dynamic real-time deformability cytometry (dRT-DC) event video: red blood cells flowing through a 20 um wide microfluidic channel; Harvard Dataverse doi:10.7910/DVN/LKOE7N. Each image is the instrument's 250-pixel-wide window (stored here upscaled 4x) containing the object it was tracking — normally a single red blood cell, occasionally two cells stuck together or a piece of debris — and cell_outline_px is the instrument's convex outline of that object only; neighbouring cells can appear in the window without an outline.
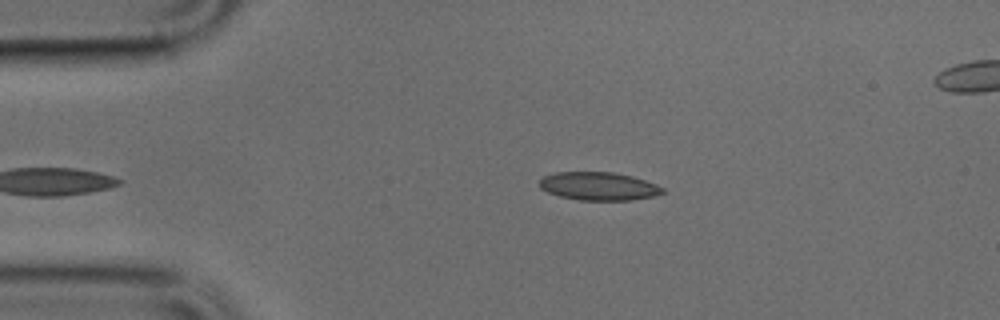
{"species": "common noctule bat (a hibernating species)", "species_latin": "Nyctalus noctula", "temperature_condition": "cold", "stored_images_in_passage": 36, "camera_frame_rate_fps": 3000, "um_per_image_px": 0.085, "animal": {"sex": "male", "body_mass_g": 17.9, "forearm_length_mm": 54.2}, "frame": {"image": 1, "passage_image": 2, "time_ms": 0.333, "image_size_px": [1000, 320], "cell_outline_px": [[664, 192], [652, 196], [632, 200], [580, 200], [560, 196], [548, 192], [540, 188], [540, 180], [544, 176], [556, 172], [612, 172], [632, 176], [656, 184], [664, 188]], "centroid_in_image_um": [50.88, 15.82], "position_along_channel_um": 34.1, "area_um2": 20.06}}
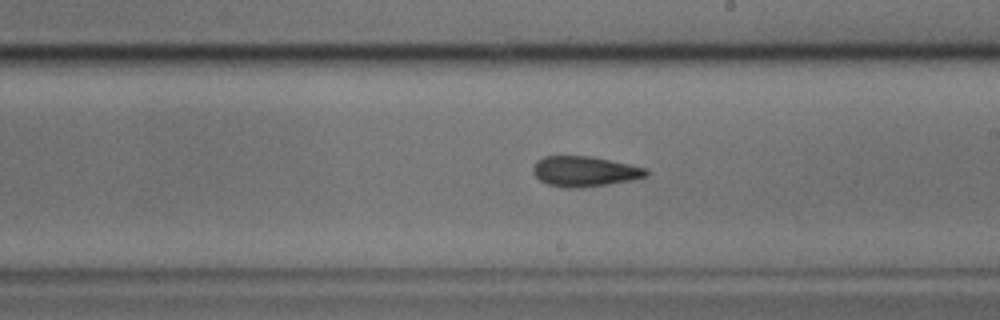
{"frame": {"image": 2, "passage_image": 20, "time_ms": 6.333, "image_size_px": [1000, 320], "cell_outline_px": [[648, 176], [632, 180], [608, 184], [572, 188], [568, 188], [548, 184], [540, 180], [532, 172], [532, 168], [536, 160], [544, 156], [592, 156], [648, 168]], "centroid_in_image_um": [49.7, 14.55], "position_along_channel_um": 239.3, "area_um2": 20.0}}
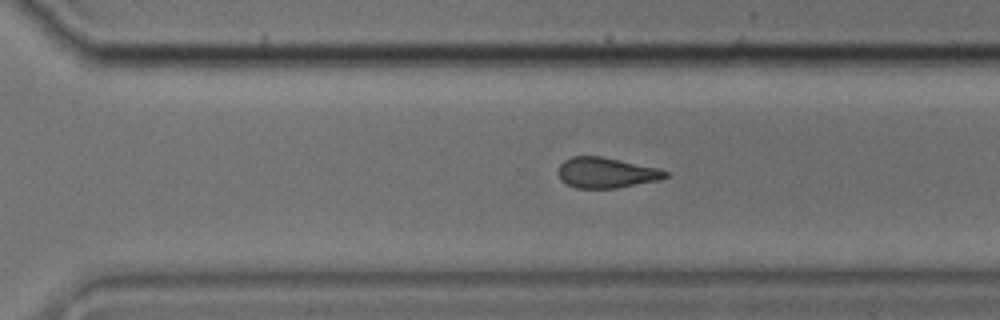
{"frame": {"image": 3, "passage_image": 26, "time_ms": 8.333, "image_size_px": [1000, 320], "cell_outline_px": [[668, 176], [660, 180], [616, 188], [576, 188], [560, 180], [556, 172], [560, 164], [564, 160], [572, 156], [600, 156], [660, 168], [668, 172]], "centroid_in_image_um": [51.51, 14.68], "position_along_channel_um": 319.1, "area_um2": 19.19}}